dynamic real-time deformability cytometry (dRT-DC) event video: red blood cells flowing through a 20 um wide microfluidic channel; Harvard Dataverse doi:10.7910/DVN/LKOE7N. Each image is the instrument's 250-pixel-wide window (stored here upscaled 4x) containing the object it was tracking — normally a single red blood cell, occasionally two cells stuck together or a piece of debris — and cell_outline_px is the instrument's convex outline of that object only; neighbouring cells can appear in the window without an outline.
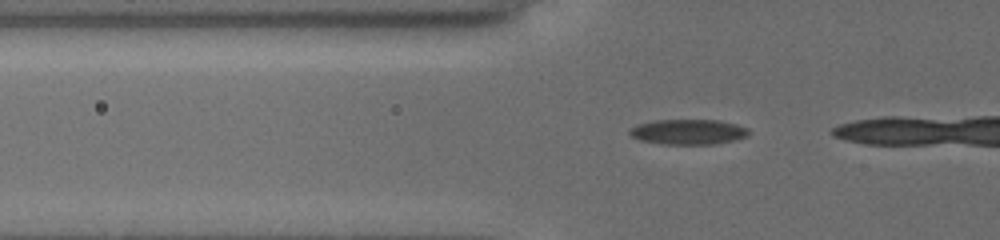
{"species": "common noctule bat (a hibernating species)", "species_latin": "Nyctalus noctula", "temperature_condition": "cold", "stored_images_in_passage": 5, "camera_frame_rate_fps": 3000, "um_per_image_px": 0.085, "animal": {"sex": "female", "body_mass_g": 19.5, "forearm_length_mm": 54.1}, "frame": {"image": 1, "passage_image": 2, "time_ms": 0.333, "image_size_px": [1000, 240], "cell_outline_px": [[748, 136], [716, 144], [660, 144], [640, 140], [632, 136], [628, 132], [636, 124], [652, 120], [720, 120], [736, 124], [748, 128]], "centroid_in_image_um": [58.48, 11.2], "position_along_channel_um": 67.3, "area_um2": 17.51}}